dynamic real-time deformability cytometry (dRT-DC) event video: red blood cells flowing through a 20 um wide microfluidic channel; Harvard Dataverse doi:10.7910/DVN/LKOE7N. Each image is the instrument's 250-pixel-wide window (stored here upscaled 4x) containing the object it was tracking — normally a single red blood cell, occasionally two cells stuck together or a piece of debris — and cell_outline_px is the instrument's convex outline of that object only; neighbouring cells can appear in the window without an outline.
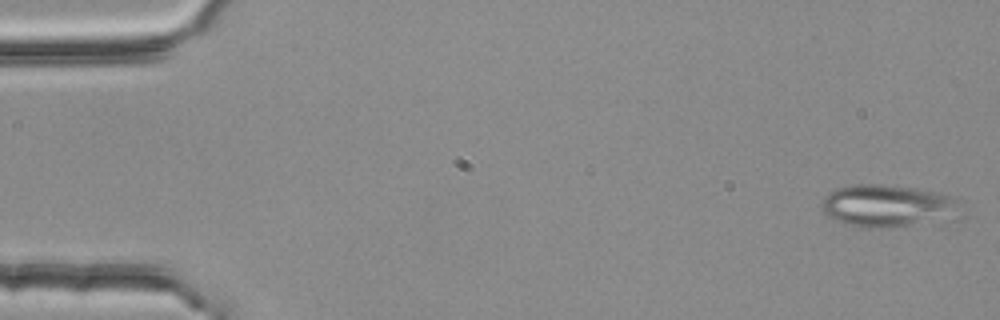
{"species": "common noctule bat (a hibernating species)", "species_latin": "Nyctalus noctula", "temperature_condition": "room temperature", "stored_images_in_passage": 5, "camera_frame_rate_fps": 3000, "um_per_image_px": 0.085, "animal": {"sex": "female", "body_mass_g": 25.1}, "frame": {"image": 1, "passage_image": 1, "time_ms": 0.0, "image_size_px": [1000, 320], "cell_outline_px": [[968, 204], [964, 216], [960, 220], [888, 228], [868, 228], [836, 220], [824, 212], [824, 196], [828, 192], [836, 188], [856, 184], [880, 184], [916, 188], [956, 196], [964, 200]], "centroid_in_image_um": [75.78, 17.51], "position_along_channel_um": 9.2, "area_um2": 35.84}}